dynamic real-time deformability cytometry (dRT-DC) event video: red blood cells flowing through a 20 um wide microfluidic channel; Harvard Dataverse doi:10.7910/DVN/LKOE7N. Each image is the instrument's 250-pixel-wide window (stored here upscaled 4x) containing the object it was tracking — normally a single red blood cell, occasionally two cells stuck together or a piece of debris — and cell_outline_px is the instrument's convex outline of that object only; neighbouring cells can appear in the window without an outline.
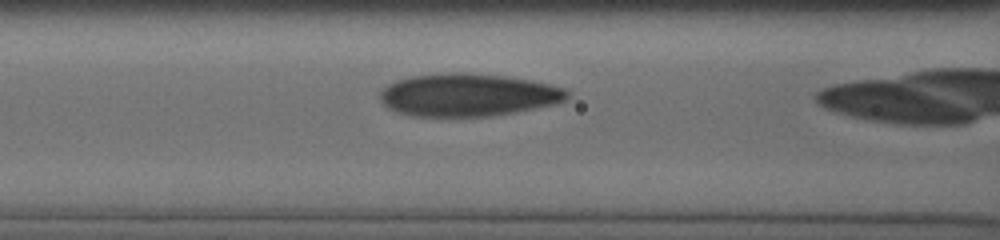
{"species": "human", "species_latin": "Homo sapiens", "temperature_condition": "cold", "stored_images_in_passage": 11, "camera_frame_rate_fps": 3000, "um_per_image_px": 0.085, "donor": {"sex": "male"}, "frame": {"image": 1, "passage_image": 7, "time_ms": 3.0, "image_size_px": [1000, 240], "cell_outline_px": [[568, 96], [564, 100], [556, 104], [492, 116], [412, 116], [396, 112], [388, 108], [380, 100], [380, 92], [388, 84], [396, 80], [412, 76], [448, 72], [464, 72], [508, 76], [532, 80], [564, 88], [568, 92]], "centroid_in_image_um": [39.76, 8.06], "position_along_channel_um": 126.8, "area_um2": 46.7}}